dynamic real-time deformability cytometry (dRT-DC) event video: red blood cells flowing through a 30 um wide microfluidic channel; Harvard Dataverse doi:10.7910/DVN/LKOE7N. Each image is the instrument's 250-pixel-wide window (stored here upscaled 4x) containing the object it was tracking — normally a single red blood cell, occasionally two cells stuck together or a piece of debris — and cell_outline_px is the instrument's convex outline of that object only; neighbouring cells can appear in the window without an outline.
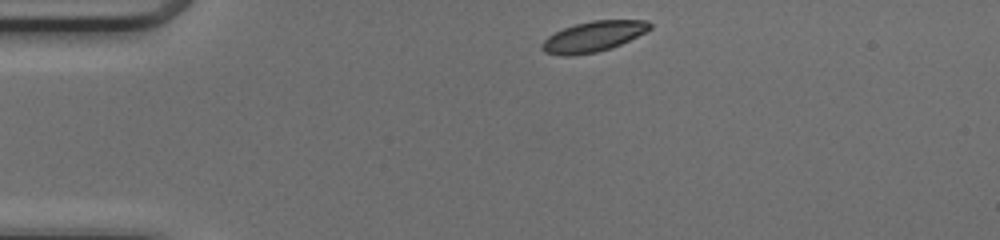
{"species": "common noctule bat (a hibernating species)", "species_latin": "Nyctalus noctula", "temperature_condition": "cold", "stored_images_in_passage": 40, "camera_frame_rate_fps": 3000, "um_per_image_px": 0.085, "animal": {"sex": "female", "body_mass_g": 17.0, "forearm_length_mm": 48.0}, "frame": {"image": 1, "passage_image": 1, "time_ms": 0.0, "image_size_px": [1000, 240], "cell_outline_px": [[652, 28], [612, 48], [596, 52], [572, 56], [560, 56], [544, 52], [540, 48], [540, 44], [548, 36], [564, 28], [576, 24], [592, 20], [648, 20], [652, 24]], "centroid_in_image_um": [50.4, 3.11], "position_along_channel_um": 34.6, "area_um2": 19.13}}
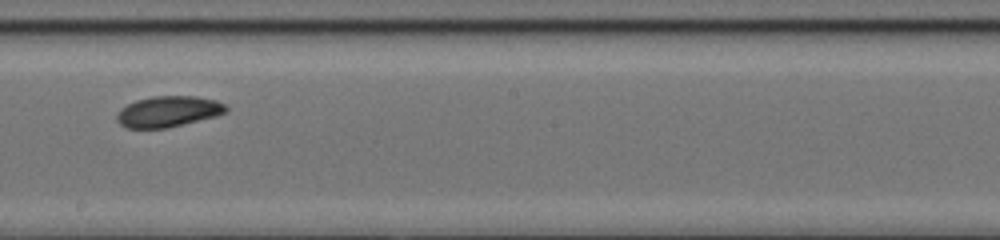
{"frame": {"image": 2, "passage_image": 19, "time_ms": 6.0, "image_size_px": [1000, 240], "cell_outline_px": [[228, 108], [224, 112], [216, 116], [168, 128], [124, 128], [116, 120], [116, 116], [120, 108], [136, 100], [152, 96], [196, 96], [216, 100], [224, 104]], "centroid_in_image_um": [14.27, 9.48], "position_along_channel_um": 233.9, "area_um2": 19.71}}
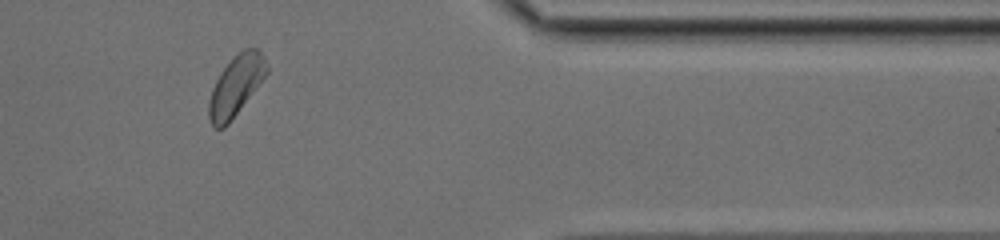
{"frame": {"image": 3, "passage_image": 32, "time_ms": 10.333, "image_size_px": [1000, 240], "cell_outline_px": [[268, 72], [256, 88], [228, 124], [224, 128], [212, 128], [208, 116], [208, 100], [212, 88], [220, 72], [244, 48], [256, 48], [264, 56], [268, 68]], "centroid_in_image_um": [20.03, 7.32], "position_along_channel_um": 391.4, "area_um2": 19.94}, "authors_computed_cell_mechanics": {"area_um2": 20.0566, "velocity_mm_per_s": 4.1457, "shape_relaxation_time_tau1_ms": 3.5135, "shape_relaxation_time_tau2_ms": null, "deformation_change_tau1": 0.0957, "deformation_change_tau2": null}}